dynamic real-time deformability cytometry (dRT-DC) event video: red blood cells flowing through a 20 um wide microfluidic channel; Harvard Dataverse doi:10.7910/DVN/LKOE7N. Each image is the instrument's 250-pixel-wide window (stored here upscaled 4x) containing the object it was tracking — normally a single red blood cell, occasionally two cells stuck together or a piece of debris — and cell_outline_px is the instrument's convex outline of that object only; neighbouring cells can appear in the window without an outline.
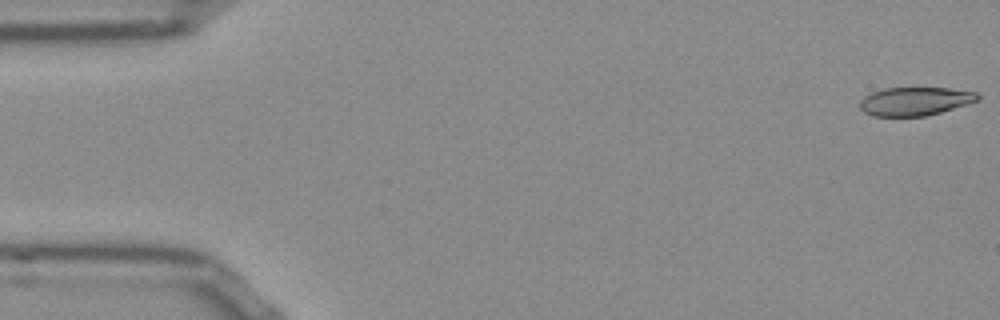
{"species": "Egyptian fruit bat (a non-hibernating species)", "species_latin": "Rousettus aegyptiacus", "temperature_condition": "room temperature", "stored_images_in_passage": 14, "camera_frame_rate_fps": 3000, "um_per_image_px": 0.085, "frame": {"image": 1, "passage_image": 1, "time_ms": 0.0, "image_size_px": [1000, 320], "cell_outline_px": [[980, 100], [968, 104], [940, 112], [924, 116], [876, 116], [864, 112], [860, 108], [860, 100], [864, 96], [872, 92], [884, 88], [948, 88], [976, 92], [980, 96]], "centroid_in_image_um": [77.78, 8.6], "position_along_channel_um": 7.2, "area_um2": 19.48}}
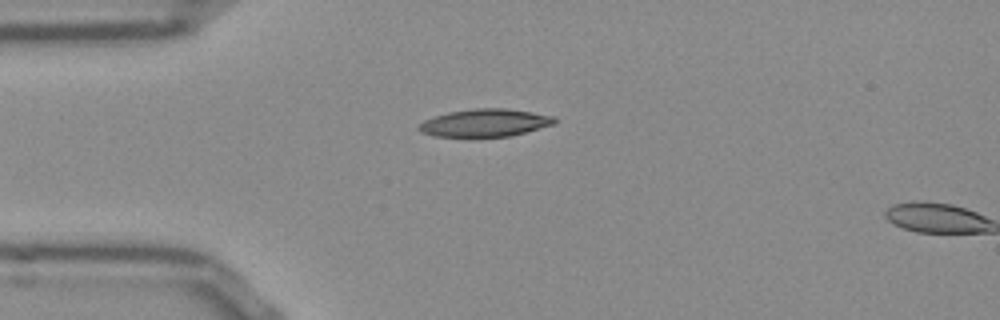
{"frame": {"image": 2, "passage_image": 13, "time_ms": 4.0, "image_size_px": [1000, 320], "cell_outline_px": [[556, 124], [512, 136], [436, 136], [420, 132], [416, 128], [424, 120], [448, 112], [472, 108], [508, 108], [556, 116]], "centroid_in_image_um": [41.27, 10.43], "position_along_channel_um": 43.7, "area_um2": 21.96}}